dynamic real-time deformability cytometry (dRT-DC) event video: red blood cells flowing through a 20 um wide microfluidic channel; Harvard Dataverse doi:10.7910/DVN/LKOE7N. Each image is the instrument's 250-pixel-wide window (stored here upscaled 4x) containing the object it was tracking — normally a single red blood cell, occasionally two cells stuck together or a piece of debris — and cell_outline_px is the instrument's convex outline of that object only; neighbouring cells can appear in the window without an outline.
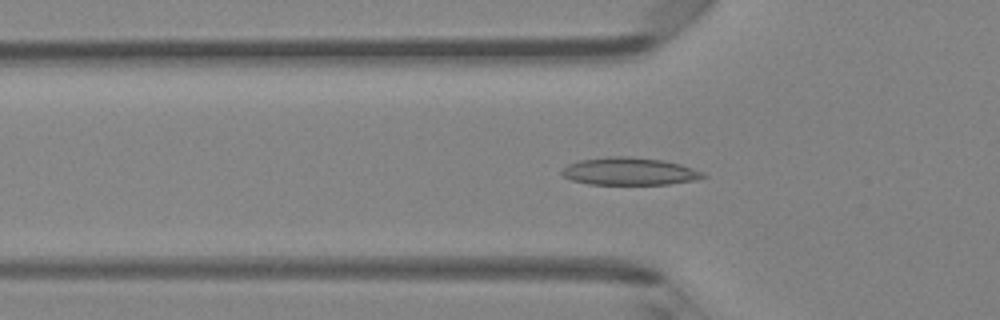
{"species": "Egyptian fruit bat (a non-hibernating species)", "species_latin": "Rousettus aegyptiacus", "temperature_condition": "room temperature", "stored_images_in_passage": 48, "camera_frame_rate_fps": 3000, "um_per_image_px": 0.085, "animal": {"sex": "female"}, "frame": {"image": 1, "passage_image": 16, "time_ms": 5.0, "image_size_px": [1000, 320], "cell_outline_px": [[708, 176], [692, 180], [668, 184], [588, 184], [572, 180], [564, 176], [560, 172], [568, 164], [580, 160], [608, 156], [628, 156], [660, 160], [680, 164], [704, 172]], "centroid_in_image_um": [53.48, 14.56], "position_along_channel_um": 72.3, "area_um2": 22.48}}
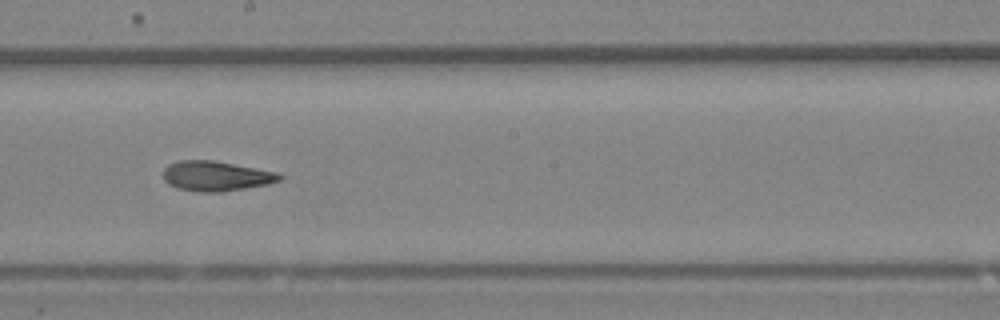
{"frame": {"image": 2, "passage_image": 27, "time_ms": 8.667, "image_size_px": [1000, 320], "cell_outline_px": [[284, 176], [280, 180], [268, 184], [220, 192], [200, 192], [176, 188], [168, 184], [164, 180], [164, 168], [168, 164], [180, 160], [216, 160], [280, 172]], "centroid_in_image_um": [18.39, 14.95], "position_along_channel_um": 229.8, "area_um2": 20.58}}
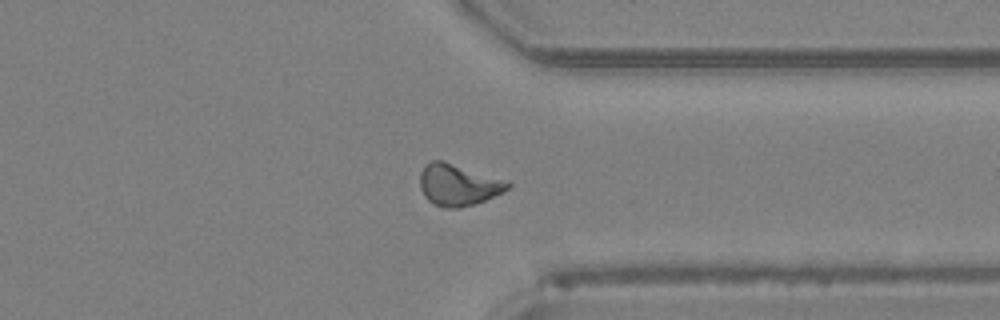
{"frame": {"image": 3, "passage_image": 37, "time_ms": 12.0, "image_size_px": [1000, 320], "cell_outline_px": [[512, 184], [504, 192], [484, 200], [460, 208], [444, 208], [428, 200], [424, 196], [420, 188], [420, 172], [424, 164], [432, 160], [444, 160], [508, 180]], "centroid_in_image_um": [38.95, 15.68], "position_along_channel_um": 372.5, "area_um2": 21.5}, "authors_computed_cell_mechanics": {"area_um2": 20.4323, "velocity_mm_per_s": 4.307, "shape_relaxation_time_tau1_ms": null, "shape_relaxation_time_tau2_ms": 4.7498, "deformation_change_tau1": null, "deformation_change_tau2": 0.0951}}